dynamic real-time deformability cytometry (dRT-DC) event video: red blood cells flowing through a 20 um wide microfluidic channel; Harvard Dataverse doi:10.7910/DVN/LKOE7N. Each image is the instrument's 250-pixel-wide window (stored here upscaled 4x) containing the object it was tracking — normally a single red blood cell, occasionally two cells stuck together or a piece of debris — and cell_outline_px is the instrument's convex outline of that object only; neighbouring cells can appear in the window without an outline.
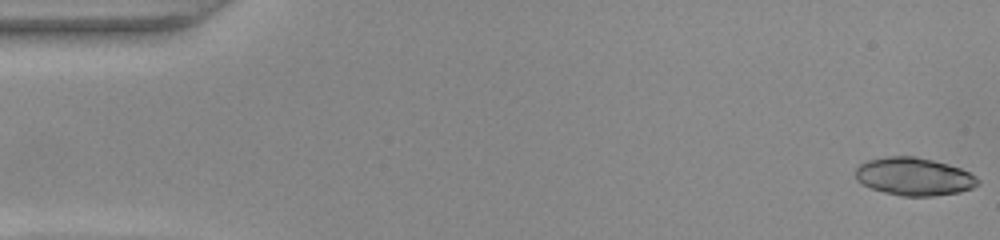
{"species": "common noctule bat (a hibernating species)", "species_latin": "Nyctalus noctula", "temperature_condition": "warm", "stored_images_in_passage": 52, "camera_frame_rate_fps": 3000, "um_per_image_px": 0.085, "animal": {"sex": "female", "body_mass_g": 22.0, "forearm_length_mm": 56.7}, "frame": {"image": 1, "passage_image": 1, "time_ms": 0.0, "image_size_px": [1000, 240], "cell_outline_px": [[980, 184], [972, 188], [960, 192], [932, 196], [900, 196], [884, 192], [872, 188], [856, 180], [856, 168], [860, 164], [868, 160], [884, 156], [916, 156], [948, 164], [960, 168], [976, 176], [980, 180]], "centroid_in_image_um": [77.71, 15.0], "position_along_channel_um": 7.3, "area_um2": 27.05}}
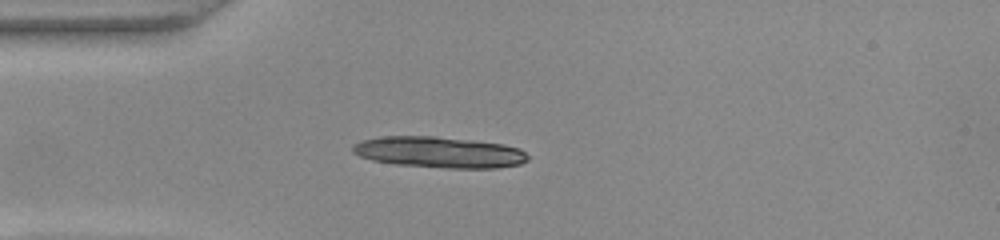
{"frame": {"image": 2, "passage_image": 14, "time_ms": 4.333, "image_size_px": [1000, 240], "cell_outline_px": [[528, 160], [520, 164], [496, 168], [444, 168], [396, 164], [372, 160], [360, 156], [352, 152], [352, 144], [364, 140], [384, 136], [436, 136], [472, 140], [504, 144], [520, 148], [528, 156]], "centroid_in_image_um": [37.34, 12.94], "position_along_channel_um": 47.7, "area_um2": 31.79}}